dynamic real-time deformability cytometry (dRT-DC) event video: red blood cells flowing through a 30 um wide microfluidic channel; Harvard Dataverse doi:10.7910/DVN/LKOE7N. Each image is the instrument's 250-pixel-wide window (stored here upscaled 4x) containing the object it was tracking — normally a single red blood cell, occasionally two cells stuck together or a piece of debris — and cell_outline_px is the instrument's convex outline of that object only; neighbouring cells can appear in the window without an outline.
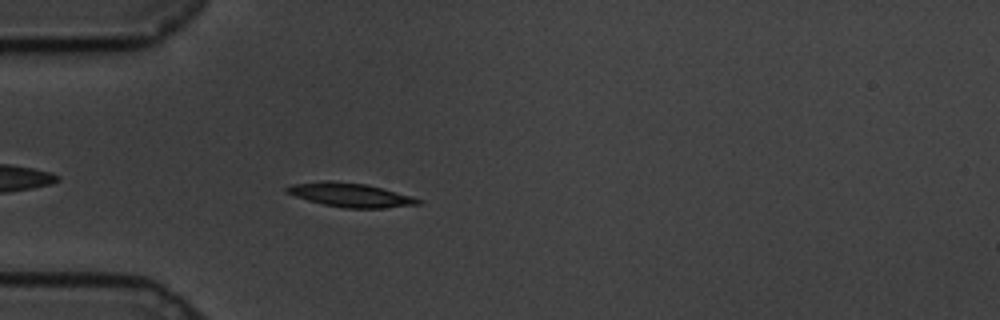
{"species": "common noctule bat (a hibernating species)", "species_latin": "Nyctalus noctula", "temperature_condition": "cold", "stored_images_in_passage": 46, "camera_frame_rate_fps": 3000, "um_per_image_px": 0.085, "animal": {"sex": "male", "body_mass_g": 19.5, "forearm_length_mm": 54.6}, "frame": {"image": 1, "passage_image": 4, "time_ms": 1.0, "image_size_px": [1000, 320], "cell_outline_px": [[424, 204], [384, 208], [344, 208], [324, 204], [308, 200], [284, 192], [284, 188], [292, 184], [320, 180], [332, 180], [364, 184], [412, 196], [424, 200]], "centroid_in_image_um": [29.79, 16.57], "position_along_channel_um": 55.2, "area_um2": 18.44}}
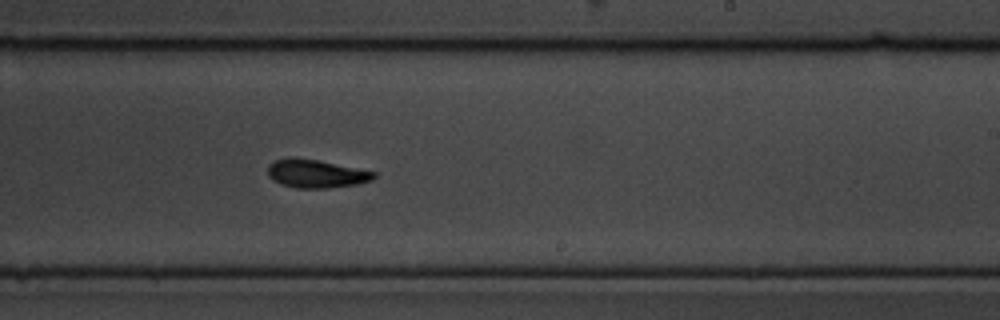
{"frame": {"image": 2, "passage_image": 23, "time_ms": 7.333, "image_size_px": [1000, 320], "cell_outline_px": [[376, 176], [372, 180], [356, 184], [328, 188], [296, 188], [280, 184], [272, 180], [268, 176], [268, 164], [276, 160], [316, 160], [376, 172]], "centroid_in_image_um": [26.88, 14.8], "position_along_channel_um": 262.1, "area_um2": 16.88}}
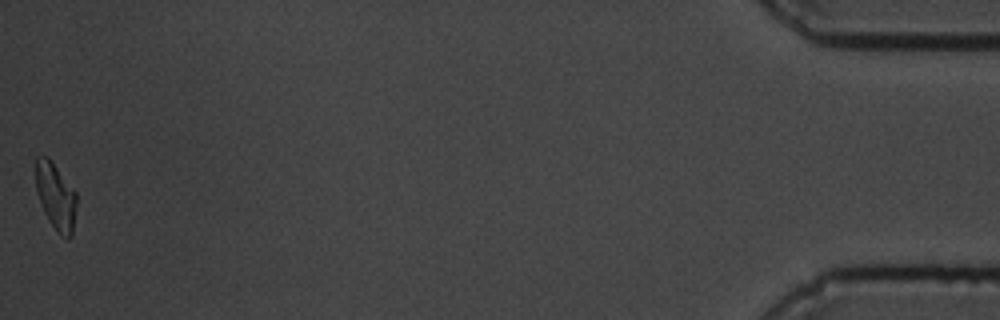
{"frame": {"image": 3, "passage_image": 46, "time_ms": 15.0, "image_size_px": [1000, 320], "cell_outline_px": [[76, 208], [72, 236], [68, 240], [60, 236], [56, 232], [48, 220], [40, 204], [36, 192], [36, 156], [48, 156], [76, 192]], "centroid_in_image_um": [4.74, 16.73], "position_along_channel_um": 430.5, "area_um2": 16.13}, "authors_computed_cell_mechanics": {"area_um2": 17.2822, "velocity_mm_per_s": 3.3927, "shape_relaxation_time_tau1_ms": 4.8484, "shape_relaxation_time_tau2_ms": 4.5621, "deformation_change_tau1": 0.1604, "deformation_change_tau2": 0.0991}}